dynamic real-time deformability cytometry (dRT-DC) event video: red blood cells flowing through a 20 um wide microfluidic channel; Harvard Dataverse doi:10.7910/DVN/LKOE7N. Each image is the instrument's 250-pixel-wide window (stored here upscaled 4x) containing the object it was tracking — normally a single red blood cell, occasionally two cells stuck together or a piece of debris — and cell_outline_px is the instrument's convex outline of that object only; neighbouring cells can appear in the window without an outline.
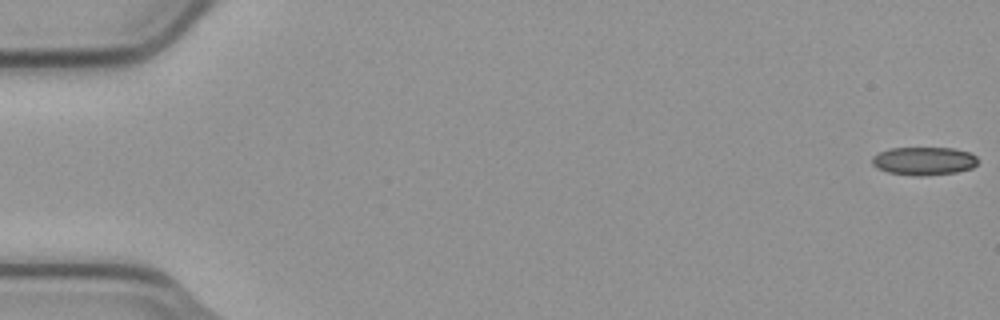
{"species": "common noctule bat (a hibernating species)", "species_latin": "Nyctalus noctula", "temperature_condition": "cold", "stored_images_in_passage": 9, "camera_frame_rate_fps": 3000, "um_per_image_px": 0.085, "animal": {"sex": "male", "body_mass_g": 23.1, "forearm_length_mm": 52.7}, "frame": {"image": 1, "passage_image": 1, "time_ms": 0.0, "image_size_px": [1000, 320], "cell_outline_px": [[976, 164], [972, 168], [956, 172], [920, 176], [888, 172], [876, 168], [872, 164], [872, 156], [880, 152], [892, 148], [952, 148], [968, 152], [976, 156]], "centroid_in_image_um": [78.51, 13.68], "position_along_channel_um": 6.5, "area_um2": 17.17}}
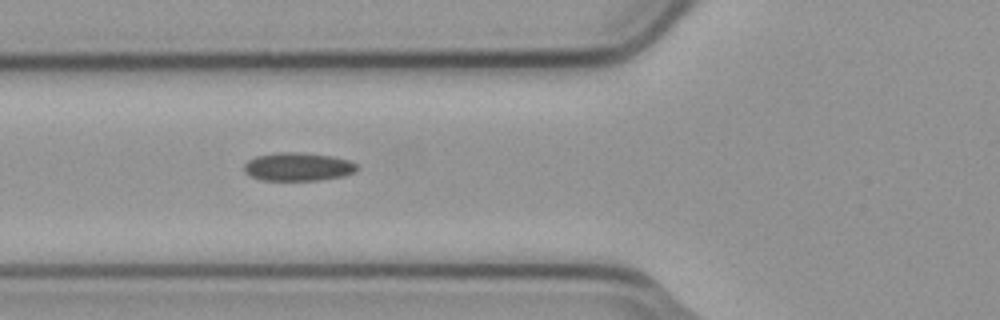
{"frame": {"image": 2, "passage_image": 6, "time_ms": 1.667, "image_size_px": [1000, 320], "cell_outline_px": [[356, 168], [352, 172], [344, 176], [320, 180], [260, 180], [244, 172], [244, 164], [248, 160], [256, 156], [280, 152], [296, 152], [332, 156], [348, 160], [356, 164]], "centroid_in_image_um": [25.29, 14.17], "position_along_channel_um": 100.5, "area_um2": 18.44}}
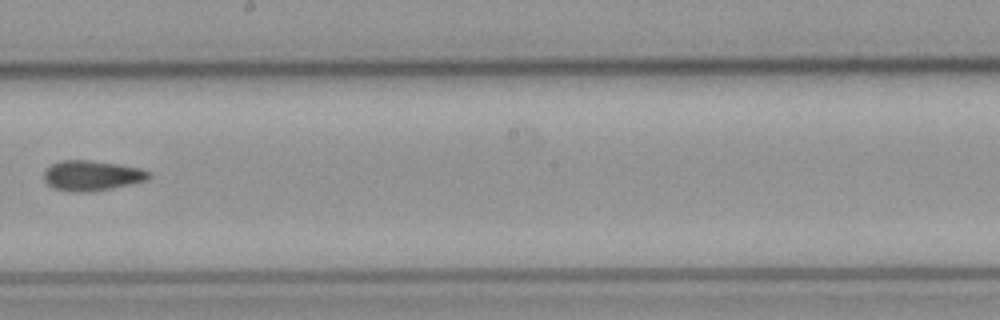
{"frame": {"image": 3, "passage_image": 9, "time_ms": 2.667, "image_size_px": [1000, 320], "cell_outline_px": [[152, 176], [148, 180], [132, 184], [112, 188], [84, 192], [72, 192], [56, 188], [48, 184], [44, 180], [44, 172], [52, 164], [60, 160], [92, 160], [120, 164], [140, 168], [148, 172]], "centroid_in_image_um": [7.83, 14.91], "position_along_channel_um": 240.4, "area_um2": 18.44}}